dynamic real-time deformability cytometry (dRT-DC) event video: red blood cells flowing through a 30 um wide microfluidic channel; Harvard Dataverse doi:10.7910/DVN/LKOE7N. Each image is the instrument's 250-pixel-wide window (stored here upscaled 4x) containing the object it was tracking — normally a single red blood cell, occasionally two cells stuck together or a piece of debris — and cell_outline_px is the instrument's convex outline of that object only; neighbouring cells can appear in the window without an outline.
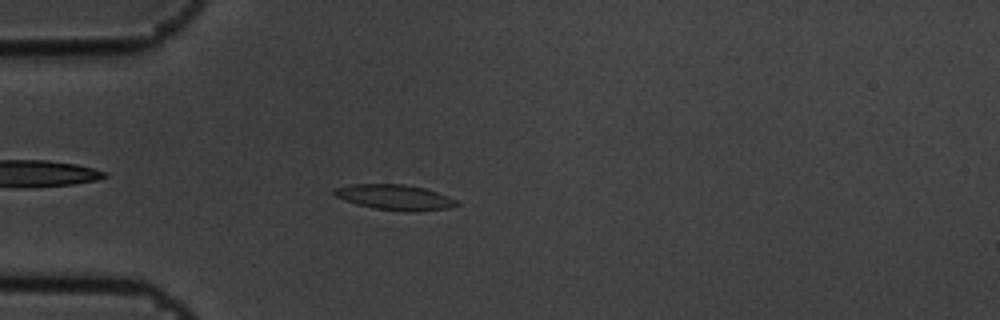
{"species": "common noctule bat (a hibernating species)", "species_latin": "Nyctalus noctula", "temperature_condition": "cold", "stored_images_in_passage": 2, "camera_frame_rate_fps": 3000, "um_per_image_px": 0.085, "animal": {"sex": "male", "body_mass_g": 19.5, "forearm_length_mm": 54.6}, "frame": {"image": 1, "passage_image": 2, "time_ms": 0.333, "image_size_px": [1000, 320], "cell_outline_px": [[460, 204], [448, 208], [416, 212], [408, 212], [372, 208], [356, 204], [344, 200], [336, 196], [332, 192], [332, 188], [352, 184], [404, 184], [424, 188], [448, 196], [456, 200]], "centroid_in_image_um": [33.53, 16.77], "position_along_channel_um": 51.5, "area_um2": 18.21}}